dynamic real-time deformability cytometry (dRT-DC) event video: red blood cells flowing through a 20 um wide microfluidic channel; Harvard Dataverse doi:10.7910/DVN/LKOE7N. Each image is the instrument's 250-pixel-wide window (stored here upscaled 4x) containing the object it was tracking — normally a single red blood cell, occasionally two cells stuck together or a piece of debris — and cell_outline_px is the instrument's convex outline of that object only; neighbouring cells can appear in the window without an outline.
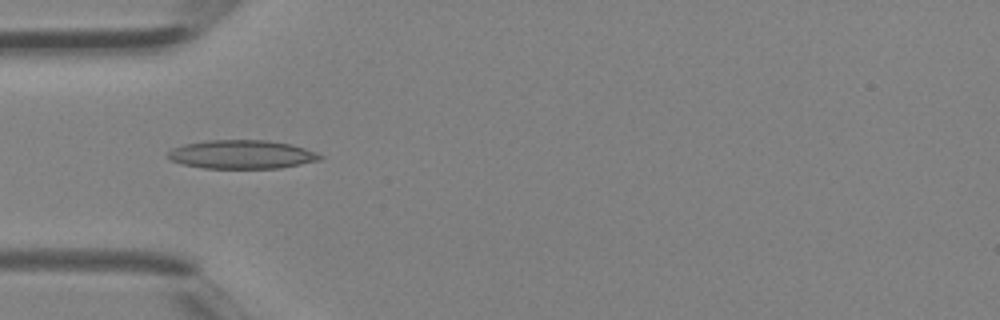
{"species": "Egyptian fruit bat (a non-hibernating species)", "species_latin": "Rousettus aegyptiacus", "temperature_condition": "room temperature", "stored_images_in_passage": 4, "camera_frame_rate_fps": 3000, "um_per_image_px": 0.085, "animal": {"sex": "female"}, "frame": {"image": 1, "passage_image": 3, "time_ms": 0.667, "image_size_px": [1000, 320], "cell_outline_px": [[324, 156], [320, 160], [280, 168], [204, 168], [184, 164], [172, 160], [168, 156], [168, 152], [172, 148], [184, 144], [204, 140], [268, 140], [292, 144], [316, 152]], "centroid_in_image_um": [20.57, 13.12], "position_along_channel_um": 64.4, "area_um2": 25.37}}
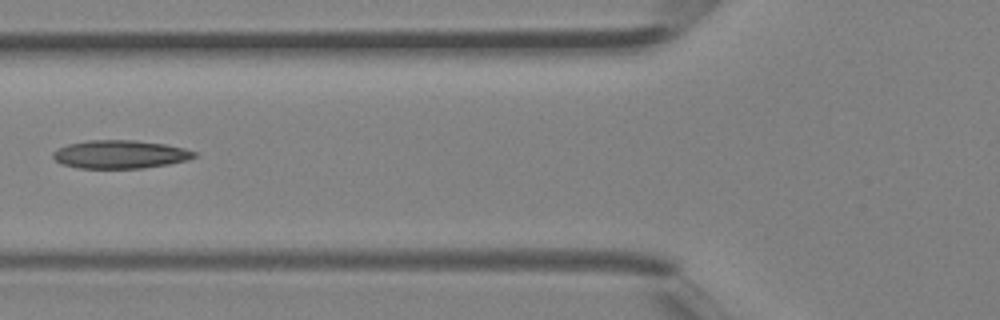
{"frame": {"image": 2, "passage_image": 4, "time_ms": 1.0, "image_size_px": [1000, 320], "cell_outline_px": [[196, 156], [188, 160], [168, 164], [144, 168], [80, 168], [64, 164], [56, 160], [52, 156], [52, 152], [56, 148], [68, 144], [88, 140], [136, 140], [164, 144], [184, 148], [196, 152]], "centroid_in_image_um": [10.2, 13.11], "position_along_channel_um": 115.6, "area_um2": 23.24}}